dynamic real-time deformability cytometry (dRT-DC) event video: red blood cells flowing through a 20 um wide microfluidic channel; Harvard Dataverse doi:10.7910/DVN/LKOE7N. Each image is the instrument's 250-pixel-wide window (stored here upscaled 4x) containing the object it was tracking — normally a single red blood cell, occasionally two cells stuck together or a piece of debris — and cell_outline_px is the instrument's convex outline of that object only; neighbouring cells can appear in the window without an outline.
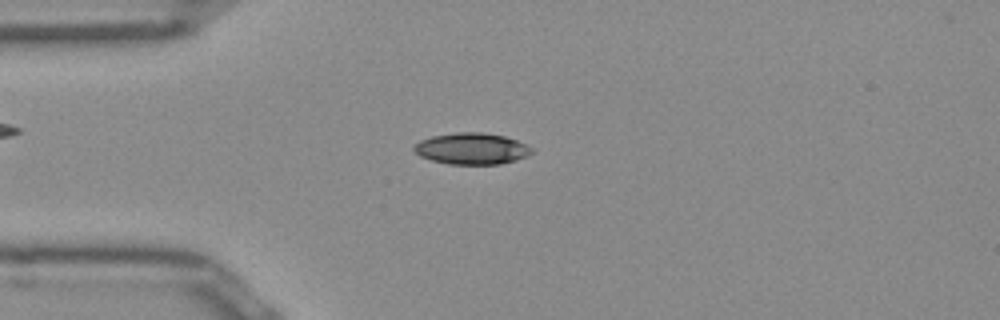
{"species": "Egyptian fruit bat (a non-hibernating species)", "species_latin": "Rousettus aegyptiacus", "temperature_condition": "room temperature", "stored_images_in_passage": 50, "camera_frame_rate_fps": 3000, "um_per_image_px": 0.085, "frame": {"image": 1, "passage_image": 12, "time_ms": 3.667, "image_size_px": [1000, 320], "cell_outline_px": [[532, 152], [528, 156], [516, 160], [500, 164], [448, 164], [432, 160], [420, 156], [412, 148], [420, 140], [432, 136], [456, 132], [480, 132], [504, 136], [516, 140], [532, 148]], "centroid_in_image_um": [40.09, 12.63], "position_along_channel_um": 44.9, "area_um2": 21.44}}
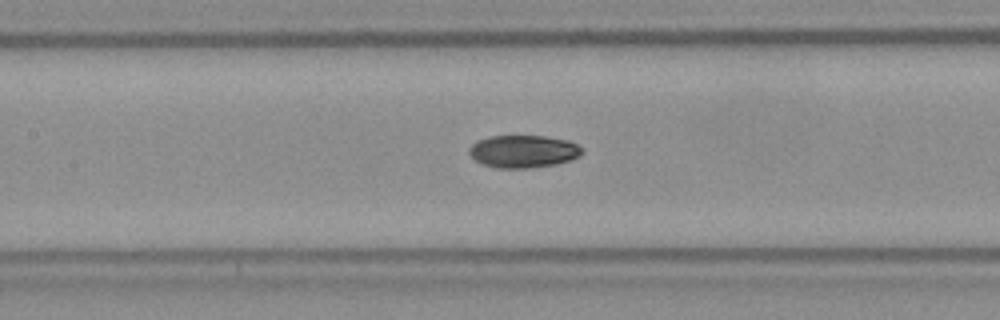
{"frame": {"image": 2, "passage_image": 22, "time_ms": 7.0, "image_size_px": [1000, 320], "cell_outline_px": [[584, 152], [580, 156], [572, 160], [556, 164], [528, 168], [496, 168], [484, 164], [476, 160], [468, 152], [468, 148], [472, 144], [480, 140], [492, 136], [544, 136], [568, 140], [584, 148]], "centroid_in_image_um": [44.53, 12.87], "position_along_channel_um": 162.9, "area_um2": 21.44}}
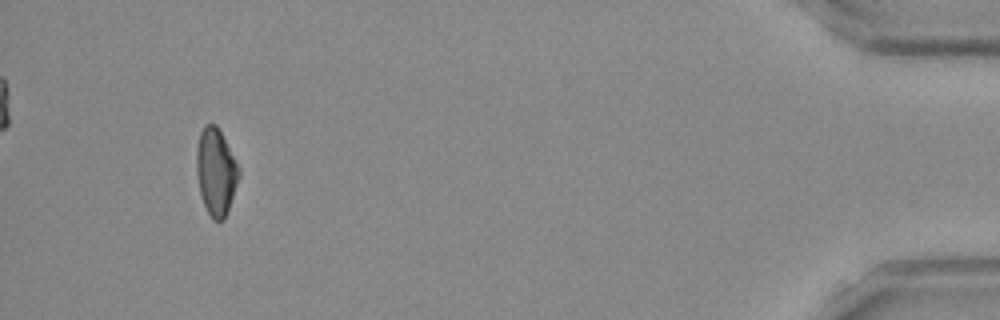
{"frame": {"image": 3, "passage_image": 47, "time_ms": 15.333, "image_size_px": [1000, 320], "cell_outline_px": [[240, 176], [224, 220], [212, 220], [200, 196], [196, 172], [196, 148], [200, 132], [204, 124], [216, 124], [240, 168]], "centroid_in_image_um": [18.34, 14.6], "position_along_channel_um": 416.9, "area_um2": 21.5}, "authors_computed_cell_mechanics": {"area_um2": 21.2993, "velocity_mm_per_s": 3.9583, "shape_relaxation_time_tau1_ms": null, "shape_relaxation_time_tau2_ms": 7.6577, "deformation_change_tau1": null, "deformation_change_tau2": 0.1092}}